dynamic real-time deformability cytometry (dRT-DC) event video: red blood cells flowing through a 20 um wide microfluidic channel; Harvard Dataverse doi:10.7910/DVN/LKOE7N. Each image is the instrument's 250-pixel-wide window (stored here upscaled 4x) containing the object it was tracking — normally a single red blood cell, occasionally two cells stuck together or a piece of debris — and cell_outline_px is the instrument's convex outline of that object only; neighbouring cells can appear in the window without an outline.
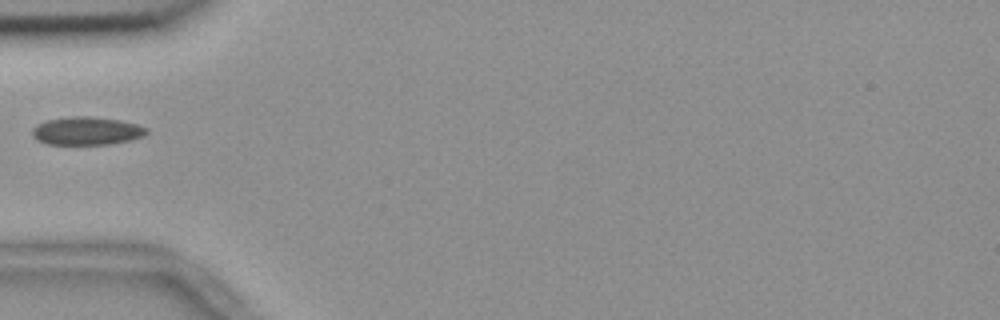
{"species": "common noctule bat (a hibernating species)", "species_latin": "Nyctalus noctula", "temperature_condition": "room temperature", "stored_images_in_passage": 35, "camera_frame_rate_fps": 3000, "um_per_image_px": 0.085, "animal": {"sex": "female", "body_mass_g": 18.4}, "frame": {"image": 1, "passage_image": 1, "time_ms": 0.0, "image_size_px": [1000, 320], "cell_outline_px": [[148, 132], [144, 136], [128, 140], [108, 144], [48, 144], [36, 140], [32, 136], [32, 128], [36, 124], [48, 120], [72, 116], [92, 116], [120, 120], [136, 124], [148, 128]], "centroid_in_image_um": [7.35, 11.12], "position_along_channel_um": 77.7, "area_um2": 18.73}}
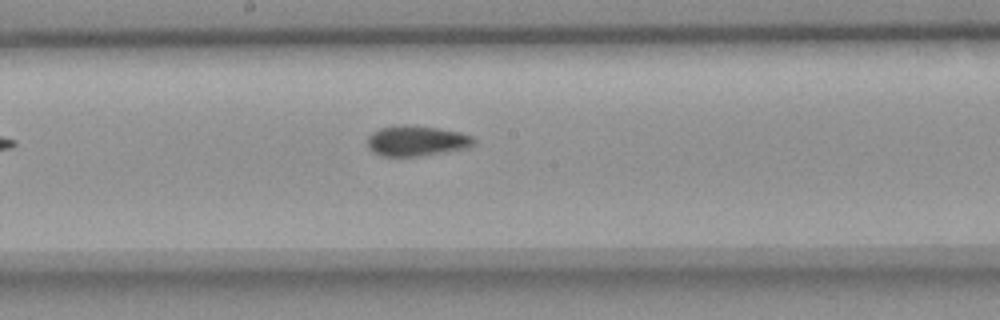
{"frame": {"image": 2, "passage_image": 12, "time_ms": 3.667, "image_size_px": [1000, 320], "cell_outline_px": [[476, 144], [468, 148], [420, 156], [384, 156], [368, 148], [368, 136], [372, 132], [380, 128], [404, 124], [408, 124], [436, 128], [460, 132], [472, 136], [476, 140]], "centroid_in_image_um": [35.44, 11.96], "position_along_channel_um": 212.8, "area_um2": 18.84}}
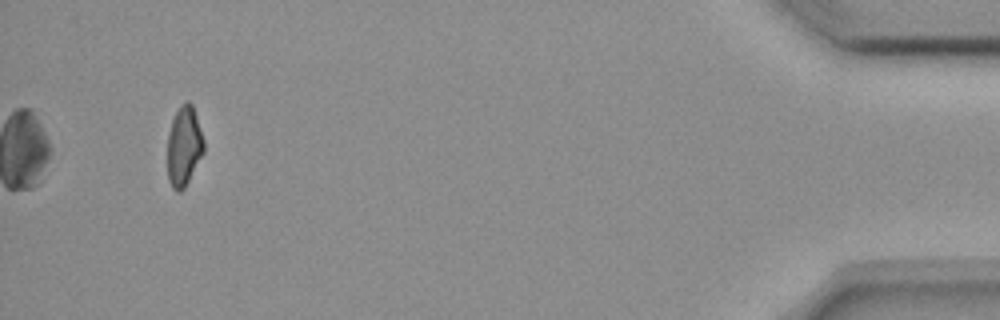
{"frame": {"image": 3, "passage_image": 35, "time_ms": 11.333, "image_size_px": [1000, 320], "cell_outline_px": [[204, 152], [184, 188], [180, 192], [176, 192], [172, 188], [168, 180], [168, 136], [172, 120], [180, 104], [188, 100], [192, 104], [204, 140]], "centroid_in_image_um": [15.63, 12.43], "position_along_channel_um": 419.6, "area_um2": 16.82}}